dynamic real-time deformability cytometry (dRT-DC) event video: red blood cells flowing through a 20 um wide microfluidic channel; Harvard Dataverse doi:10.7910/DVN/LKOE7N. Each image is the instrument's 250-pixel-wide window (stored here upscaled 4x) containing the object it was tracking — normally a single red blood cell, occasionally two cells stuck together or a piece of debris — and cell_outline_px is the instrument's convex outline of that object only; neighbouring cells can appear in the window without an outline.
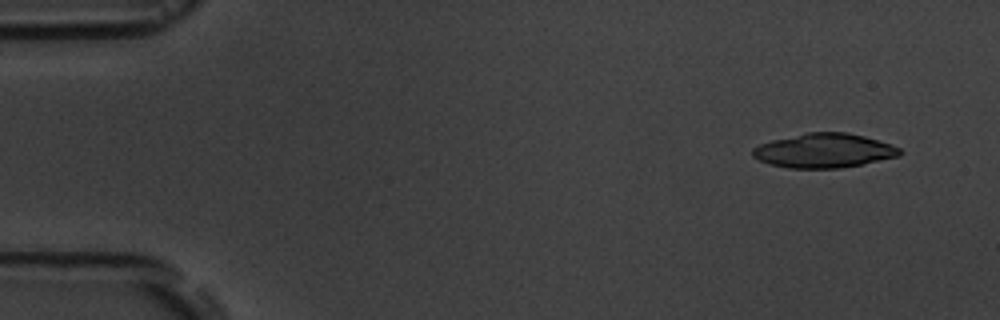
{"species": "common noctule bat (a hibernating species)", "species_latin": "Nyctalus noctula", "temperature_condition": "room temperature", "stored_images_in_passage": 7, "camera_frame_rate_fps": 3000, "um_per_image_px": 0.085, "animal": {"sex": "male", "body_mass_g": 19.5, "forearm_length_mm": 54.6}, "frame": {"image": 1, "passage_image": 1, "time_ms": 0.0, "image_size_px": [1000, 320], "cell_outline_px": [[904, 152], [900, 156], [840, 168], [788, 168], [768, 164], [752, 156], [752, 148], [760, 144], [772, 140], [808, 132], [848, 132], [864, 136], [892, 144], [900, 148]], "centroid_in_image_um": [70.05, 12.8], "position_along_channel_um": 14.9, "area_um2": 29.42}}